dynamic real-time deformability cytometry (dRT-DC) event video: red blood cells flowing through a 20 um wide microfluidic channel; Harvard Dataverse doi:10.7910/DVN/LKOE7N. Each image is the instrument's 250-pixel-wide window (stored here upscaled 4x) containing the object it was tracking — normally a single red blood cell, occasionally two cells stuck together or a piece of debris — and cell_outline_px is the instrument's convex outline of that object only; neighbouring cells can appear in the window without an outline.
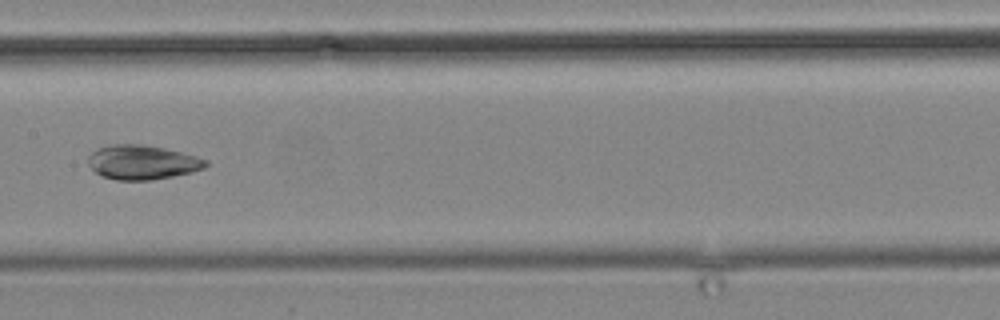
{"species": "common noctule bat (a hibernating species)", "species_latin": "Nyctalus noctula", "temperature_condition": "cold", "stored_images_in_passage": 18, "camera_frame_rate_fps": 3000, "um_per_image_px": 0.085, "animal": {"sex": "male", "body_mass_g": 19.2, "forearm_length_mm": 51.8}, "frame": {"image": 1, "passage_image": 13, "time_ms": 15.0, "image_size_px": [1000, 320], "cell_outline_px": [[208, 164], [204, 168], [192, 172], [152, 180], [116, 180], [104, 176], [96, 172], [88, 164], [88, 156], [96, 148], [112, 144], [140, 144], [164, 148], [196, 156], [208, 160]], "centroid_in_image_um": [12.09, 13.79], "position_along_channel_um": 195.3, "area_um2": 23.47}}
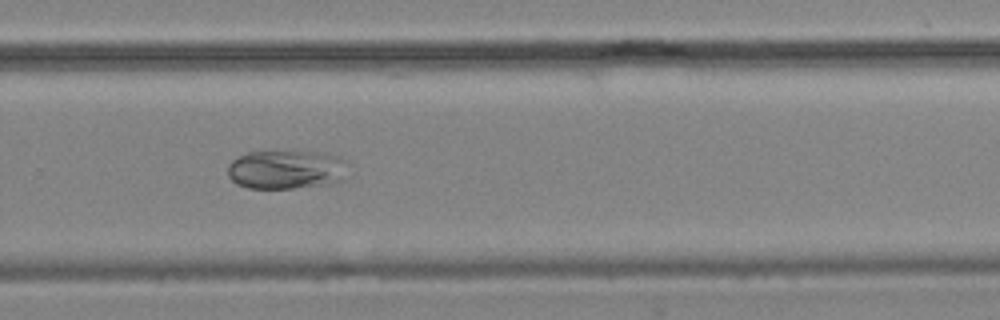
{"frame": {"image": 2, "passage_image": 16, "time_ms": 18.333, "image_size_px": [1000, 320], "cell_outline_px": [[344, 180], [332, 184], [292, 188], [248, 188], [236, 184], [228, 176], [228, 164], [232, 160], [248, 152], [320, 152], [340, 156], [344, 160]], "centroid_in_image_um": [24.32, 14.42], "position_along_channel_um": 305.5, "area_um2": 27.22}}